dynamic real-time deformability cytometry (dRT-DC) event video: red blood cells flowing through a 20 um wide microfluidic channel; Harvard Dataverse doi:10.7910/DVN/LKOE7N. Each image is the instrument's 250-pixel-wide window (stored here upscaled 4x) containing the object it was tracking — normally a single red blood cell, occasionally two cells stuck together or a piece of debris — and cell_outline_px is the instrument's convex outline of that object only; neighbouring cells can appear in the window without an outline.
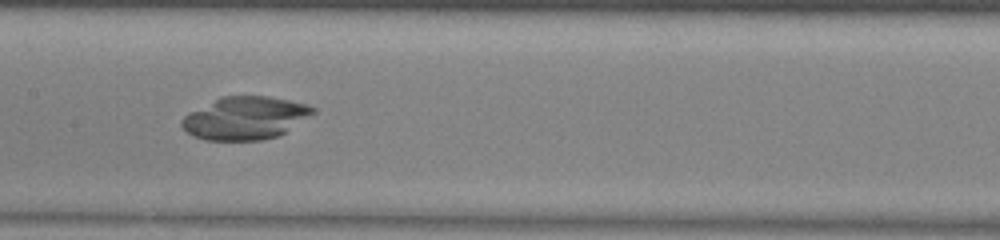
{"species": "common noctule bat (a hibernating species)", "species_latin": "Nyctalus noctula", "temperature_condition": "warm", "stored_images_in_passage": 51, "camera_frame_rate_fps": 3000, "um_per_image_px": 0.085, "animal": {"sex": "male", "body_mass_g": 13.0, "forearm_length_mm": 53.1}, "frame": {"image": 1, "passage_image": 25, "time_ms": 8.0, "image_size_px": [1000, 240], "cell_outline_px": [[316, 112], [280, 136], [260, 140], [204, 140], [192, 136], [180, 124], [180, 120], [188, 112], [220, 96], [268, 96], [308, 104], [316, 108]], "centroid_in_image_um": [20.83, 10.03], "position_along_channel_um": 186.6, "area_um2": 33.0}}
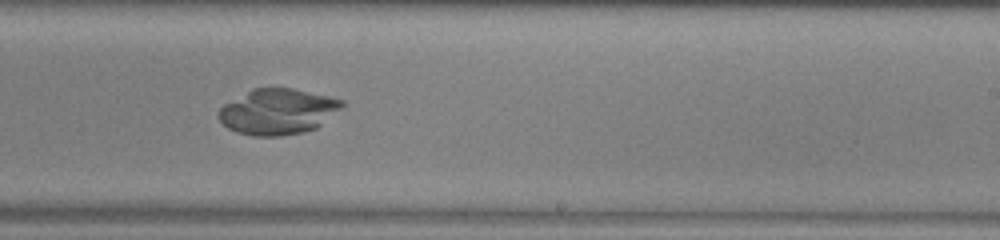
{"frame": {"image": 2, "passage_image": 31, "time_ms": 10.0, "image_size_px": [1000, 240], "cell_outline_px": [[344, 108], [316, 128], [304, 132], [280, 136], [252, 136], [236, 132], [228, 128], [220, 120], [220, 108], [224, 104], [252, 88], [292, 88], [328, 96], [344, 100]], "centroid_in_image_um": [23.65, 9.49], "position_along_channel_um": 265.4, "area_um2": 32.89}}